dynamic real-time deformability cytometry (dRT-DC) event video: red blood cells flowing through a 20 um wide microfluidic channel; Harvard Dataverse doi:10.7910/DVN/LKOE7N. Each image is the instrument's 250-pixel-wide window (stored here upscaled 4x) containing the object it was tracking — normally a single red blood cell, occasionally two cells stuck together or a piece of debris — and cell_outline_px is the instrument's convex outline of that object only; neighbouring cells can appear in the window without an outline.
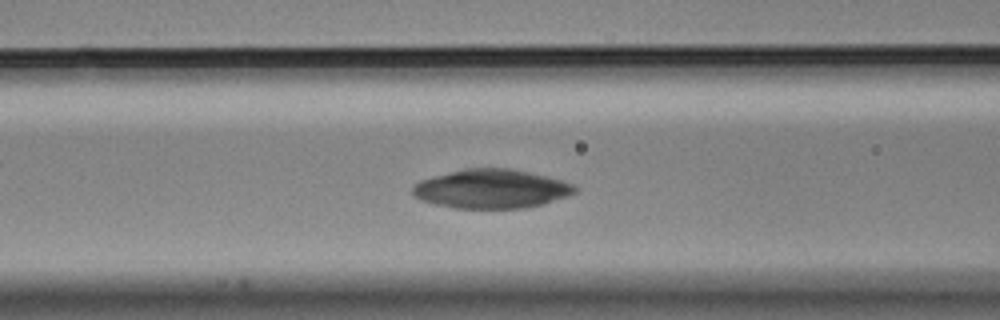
{"species": "Egyptian fruit bat (a non-hibernating species)", "species_latin": "Rousettus aegyptiacus", "temperature_condition": "cold", "stored_images_in_passage": 49, "camera_frame_rate_fps": 3000, "um_per_image_px": 0.085, "animal": {"sex": "male"}, "frame": {"image": 1, "passage_image": 20, "time_ms": 6.333, "image_size_px": [1000, 320], "cell_outline_px": [[576, 192], [568, 196], [544, 204], [524, 208], [456, 208], [436, 204], [420, 200], [412, 192], [412, 188], [420, 180], [432, 176], [464, 168], [508, 168], [528, 172], [560, 180], [572, 184], [576, 188]], "centroid_in_image_um": [41.75, 16.05], "position_along_channel_um": 124.9, "area_um2": 36.65}}
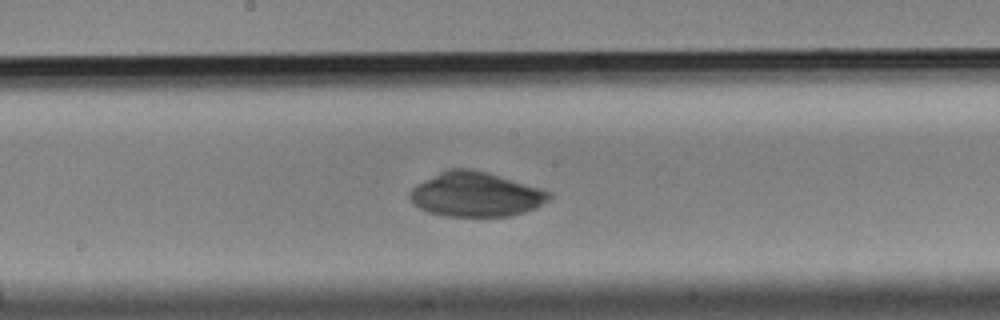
{"frame": {"image": 2, "passage_image": 27, "time_ms": 8.667, "image_size_px": [1000, 320], "cell_outline_px": [[552, 196], [548, 200], [536, 208], [524, 212], [508, 216], [444, 216], [428, 212], [420, 208], [408, 196], [412, 188], [416, 184], [448, 168], [472, 168], [488, 172], [552, 192]], "centroid_in_image_um": [40.44, 16.52], "position_along_channel_um": 207.8, "area_um2": 36.07}}
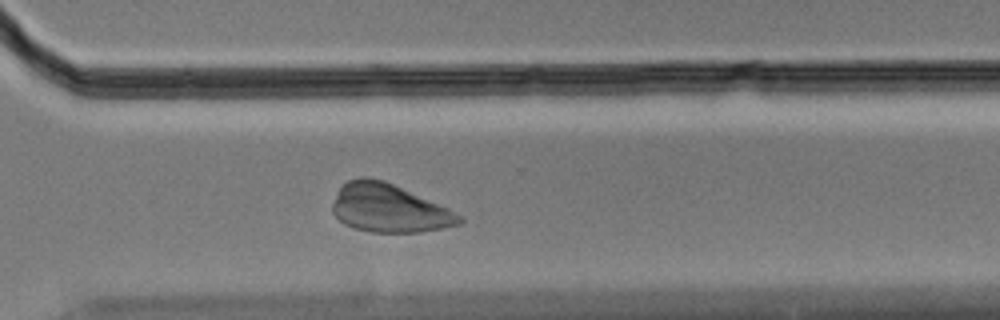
{"frame": {"image": 3, "passage_image": 38, "time_ms": 12.333, "image_size_px": [1000, 320], "cell_outline_px": [[464, 220], [460, 224], [420, 232], [372, 232], [352, 228], [344, 224], [332, 212], [332, 204], [340, 188], [348, 180], [360, 176], [368, 176], [384, 180], [448, 208], [460, 216]], "centroid_in_image_um": [33.03, 17.69], "position_along_channel_um": 337.6, "area_um2": 35.43}}